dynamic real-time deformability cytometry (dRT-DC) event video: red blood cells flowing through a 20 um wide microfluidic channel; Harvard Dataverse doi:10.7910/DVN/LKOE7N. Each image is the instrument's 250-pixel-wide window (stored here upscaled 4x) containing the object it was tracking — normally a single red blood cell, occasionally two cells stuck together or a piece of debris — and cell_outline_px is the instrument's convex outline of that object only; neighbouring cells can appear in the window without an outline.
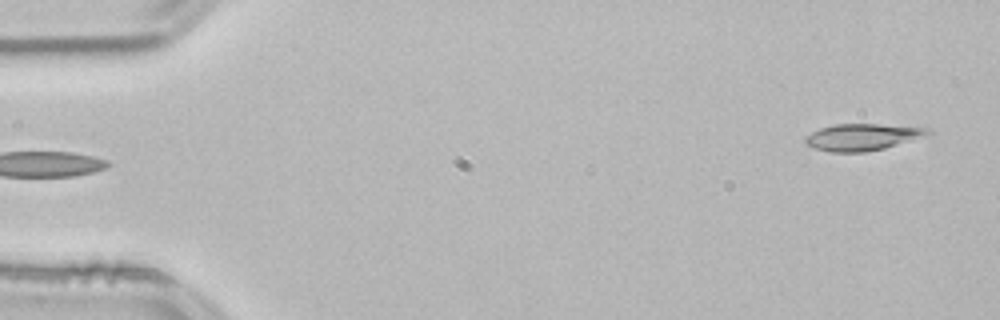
{"species": "common noctule bat (a hibernating species)", "species_latin": "Nyctalus noctula", "temperature_condition": "room temperature", "stored_images_in_passage": 51, "camera_frame_rate_fps": 3000, "um_per_image_px": 0.085, "animal": {"sex": "male", "body_mass_g": 21.5, "forearm_length_mm": 52.0}, "frame": {"image": 1, "passage_image": 1, "time_ms": 0.0, "image_size_px": [1000, 320], "cell_outline_px": [[932, 132], [884, 148], [864, 152], [832, 152], [816, 148], [804, 144], [804, 136], [820, 128], [836, 124], [880, 124], [932, 128]], "centroid_in_image_um": [73.23, 11.64], "position_along_channel_um": 11.8, "area_um2": 18.79}}
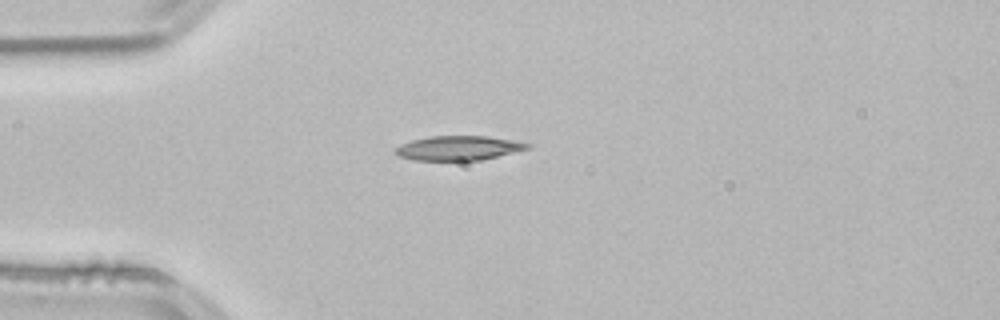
{"frame": {"image": 2, "passage_image": 12, "time_ms": 3.667, "image_size_px": [1000, 320], "cell_outline_px": [[532, 148], [480, 160], [412, 160], [400, 156], [392, 152], [400, 144], [412, 140], [432, 136], [488, 136], [516, 140], [532, 144]], "centroid_in_image_um": [39.0, 12.58], "position_along_channel_um": 46.0, "area_um2": 18.9}}
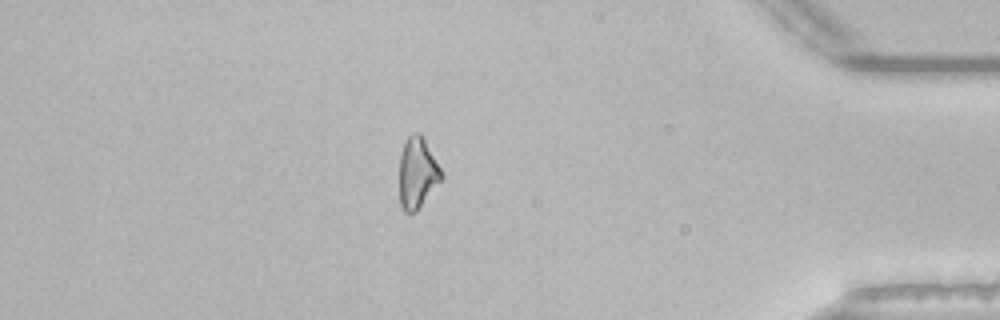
{"frame": {"image": 3, "passage_image": 44, "time_ms": 14.333, "image_size_px": [1000, 320], "cell_outline_px": [[444, 176], [416, 212], [404, 212], [400, 204], [400, 152], [408, 136], [416, 132], [420, 132], [440, 168]], "centroid_in_image_um": [35.46, 14.7], "position_along_channel_um": 399.7, "area_um2": 17.11}, "authors_computed_cell_mechanics": {"area_um2": 18.0914, "velocity_mm_per_s": 3.8371, "shape_relaxation_time_tau1_ms": 8.0435, "shape_relaxation_time_tau2_ms": null, "deformation_change_tau1": 0.1763, "deformation_change_tau2": null}}